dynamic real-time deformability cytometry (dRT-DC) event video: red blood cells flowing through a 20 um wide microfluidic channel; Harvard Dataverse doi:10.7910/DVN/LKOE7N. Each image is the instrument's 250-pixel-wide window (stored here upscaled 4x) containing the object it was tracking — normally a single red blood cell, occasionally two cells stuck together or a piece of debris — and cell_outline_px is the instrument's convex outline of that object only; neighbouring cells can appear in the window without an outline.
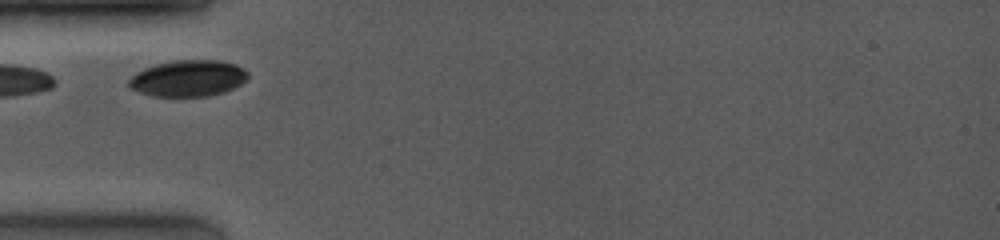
{"species": "common noctule bat (a hibernating species)", "species_latin": "Nyctalus noctula", "temperature_condition": "room temperature", "stored_images_in_passage": 8, "camera_frame_rate_fps": 4000, "um_per_image_px": 0.085, "animal": {"sex": "female", "body_mass_g": 19.0, "forearm_length_mm": 53.3}, "frame": {"image": 1, "passage_image": 1, "time_ms": 0.0, "image_size_px": [1000, 240], "cell_outline_px": [[248, 76], [240, 84], [224, 92], [208, 96], [152, 96], [128, 88], [128, 80], [136, 72], [144, 68], [156, 64], [172, 60], [220, 60], [236, 64], [248, 72]], "centroid_in_image_um": [15.96, 6.65], "position_along_channel_um": 69.0, "area_um2": 25.26}}
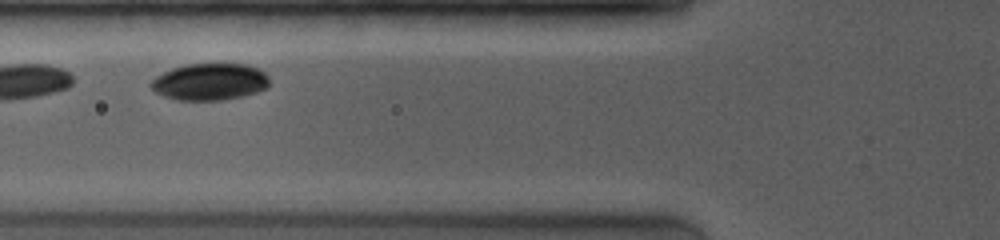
{"frame": {"image": 2, "passage_image": 6, "time_ms": 1.0, "image_size_px": [1000, 240], "cell_outline_px": [[268, 88], [256, 92], [240, 96], [220, 100], [176, 100], [164, 96], [156, 92], [148, 84], [156, 76], [172, 68], [184, 64], [248, 64], [260, 68], [268, 76]], "centroid_in_image_um": [17.83, 6.94], "position_along_channel_um": 108.0, "area_um2": 25.49}}